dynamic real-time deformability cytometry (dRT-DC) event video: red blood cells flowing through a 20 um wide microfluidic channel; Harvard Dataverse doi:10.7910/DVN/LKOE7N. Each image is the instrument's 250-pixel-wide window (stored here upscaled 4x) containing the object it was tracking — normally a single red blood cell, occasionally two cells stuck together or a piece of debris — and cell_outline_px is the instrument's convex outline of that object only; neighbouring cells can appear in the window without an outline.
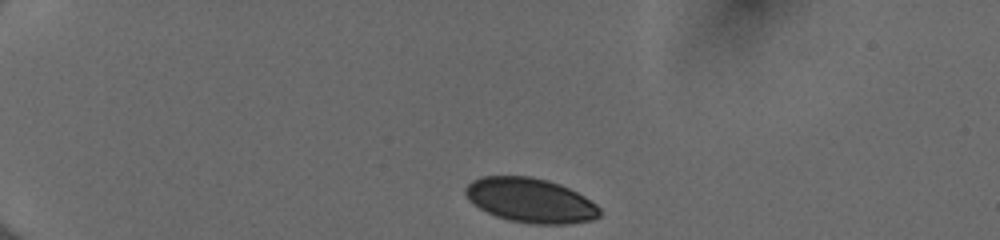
{"species": "human", "species_latin": "Homo sapiens", "temperature_condition": "cold", "stored_images_in_passage": 41, "camera_frame_rate_fps": 3000, "um_per_image_px": 0.085, "donor": {"sex": "female"}, "frame": {"image": 1, "passage_image": 1, "time_ms": 0.0, "image_size_px": [1000, 240], "cell_outline_px": [[600, 216], [592, 220], [572, 224], [528, 224], [508, 220], [496, 216], [480, 208], [464, 192], [464, 188], [472, 180], [484, 176], [528, 176], [548, 180], [560, 184], [584, 196], [596, 204], [600, 208]], "centroid_in_image_um": [45.12, 17.04], "position_along_channel_um": 39.9, "area_um2": 34.74}}
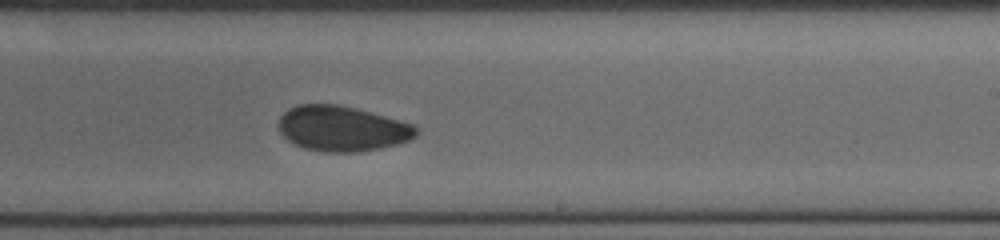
{"frame": {"image": 2, "passage_image": 23, "time_ms": 7.333, "image_size_px": [1000, 240], "cell_outline_px": [[420, 132], [412, 140], [380, 148], [356, 152], [324, 152], [304, 148], [288, 140], [280, 132], [276, 124], [280, 116], [288, 108], [300, 104], [340, 104], [356, 108], [400, 120], [412, 124], [420, 128]], "centroid_in_image_um": [29.09, 10.92], "position_along_channel_um": 259.9, "area_um2": 36.65}}
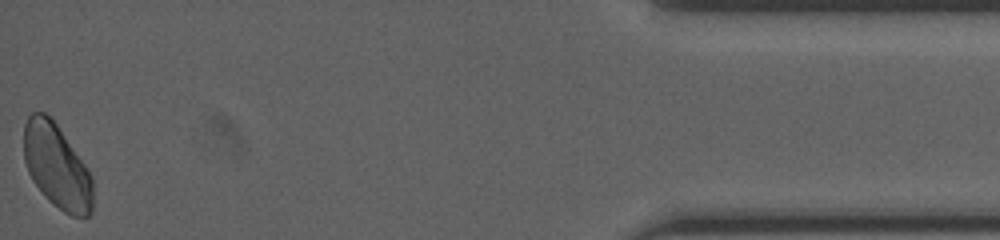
{"frame": {"image": 3, "passage_image": 41, "time_ms": 13.333, "image_size_px": [1000, 240], "cell_outline_px": [[92, 212], [88, 216], [72, 216], [64, 212], [52, 204], [44, 196], [32, 180], [28, 172], [24, 160], [24, 124], [28, 116], [32, 112], [44, 112], [56, 124], [84, 164], [92, 176]], "centroid_in_image_um": [4.81, 14.16], "position_along_channel_um": 430.4, "area_um2": 33.64}, "authors_computed_cell_mechanics": {"area_um2": 35.6048, "velocity_mm_per_s": 3.9788, "shape_relaxation_time_tau1_ms": null, "shape_relaxation_time_tau2_ms": 2.4785, "deformation_change_tau1": null, "deformation_change_tau2": 0.0566}}